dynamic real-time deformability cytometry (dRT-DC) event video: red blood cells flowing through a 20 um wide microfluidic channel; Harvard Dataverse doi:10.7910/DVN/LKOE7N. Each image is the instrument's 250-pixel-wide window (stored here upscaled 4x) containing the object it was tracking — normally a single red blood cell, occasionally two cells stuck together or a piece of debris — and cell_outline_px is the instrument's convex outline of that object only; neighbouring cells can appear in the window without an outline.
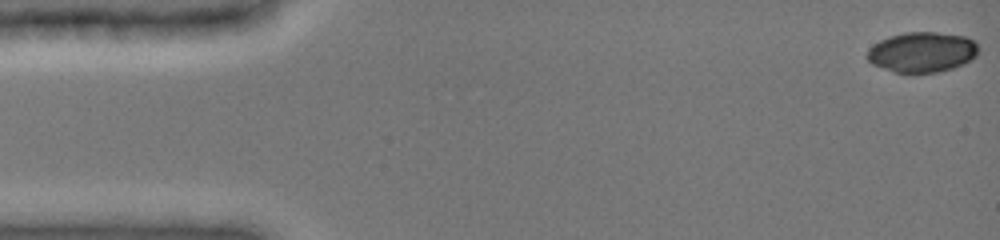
{"species": "common noctule bat (a hibernating species)", "species_latin": "Nyctalus noctula", "temperature_condition": "cold", "stored_images_in_passage": 15, "camera_frame_rate_fps": 3000, "um_per_image_px": 0.085, "animal": {"sex": "female", "body_mass_g": 19.0, "forearm_length_mm": 51.5}, "frame": {"image": 1, "passage_image": 1, "time_ms": 0.0, "image_size_px": [1000, 240], "cell_outline_px": [[980, 48], [976, 56], [972, 60], [964, 64], [952, 68], [936, 72], [896, 72], [872, 64], [868, 60], [868, 48], [880, 40], [904, 32], [936, 32], [964, 36], [976, 40]], "centroid_in_image_um": [78.44, 4.41], "position_along_channel_um": 6.6, "area_um2": 26.07}}
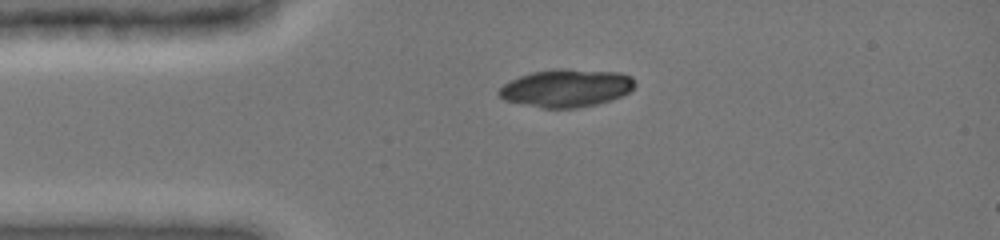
{"frame": {"image": 2, "passage_image": 11, "time_ms": 3.333, "image_size_px": [1000, 240], "cell_outline_px": [[636, 84], [628, 92], [612, 100], [596, 104], [576, 108], [540, 108], [504, 100], [496, 92], [504, 84], [520, 76], [532, 72], [556, 68], [564, 68], [620, 72], [632, 76]], "centroid_in_image_um": [48.14, 7.48], "position_along_channel_um": 36.9, "area_um2": 30.11}}